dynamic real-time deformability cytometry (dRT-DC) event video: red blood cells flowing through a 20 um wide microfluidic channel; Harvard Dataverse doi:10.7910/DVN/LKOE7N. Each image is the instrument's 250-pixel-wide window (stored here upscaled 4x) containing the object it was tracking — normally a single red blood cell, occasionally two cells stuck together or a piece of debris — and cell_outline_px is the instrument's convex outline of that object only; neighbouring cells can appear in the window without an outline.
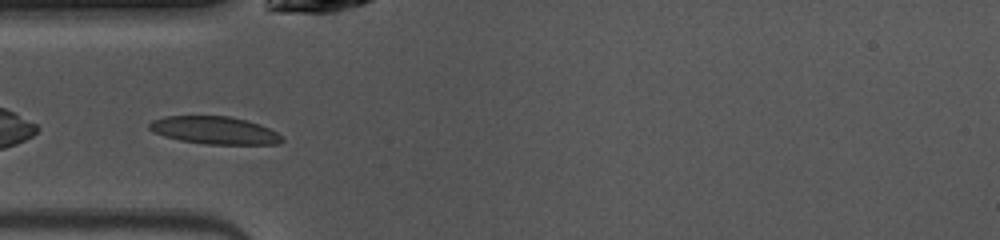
{"species": "common noctule bat (a hibernating species)", "species_latin": "Nyctalus noctula", "temperature_condition": "warm", "stored_images_in_passage": 39, "camera_frame_rate_fps": 3000, "um_per_image_px": 0.085, "animal": {"sex": "female", "body_mass_g": 10.0, "forearm_length_mm": 53.1}, "frame": {"image": 1, "passage_image": 5, "time_ms": 1.333, "image_size_px": [1000, 240], "cell_outline_px": [[284, 140], [280, 144], [204, 144], [180, 140], [164, 136], [152, 132], [148, 128], [148, 124], [152, 120], [164, 116], [232, 116], [260, 124], [276, 132]], "centroid_in_image_um": [18.2, 11.07], "position_along_channel_um": 66.8, "area_um2": 21.44}}
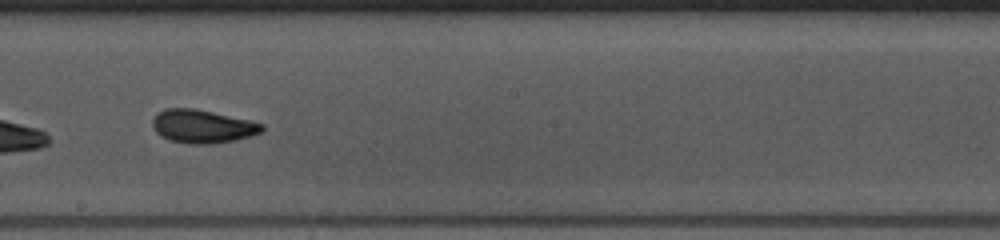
{"frame": {"image": 2, "passage_image": 17, "time_ms": 5.333, "image_size_px": [1000, 240], "cell_outline_px": [[264, 128], [260, 132], [252, 136], [236, 140], [212, 144], [192, 144], [168, 140], [160, 136], [152, 128], [152, 120], [156, 112], [164, 108], [196, 108], [248, 120], [264, 124]], "centroid_in_image_um": [17.16, 10.74], "position_along_channel_um": 231.0, "area_um2": 21.5}}
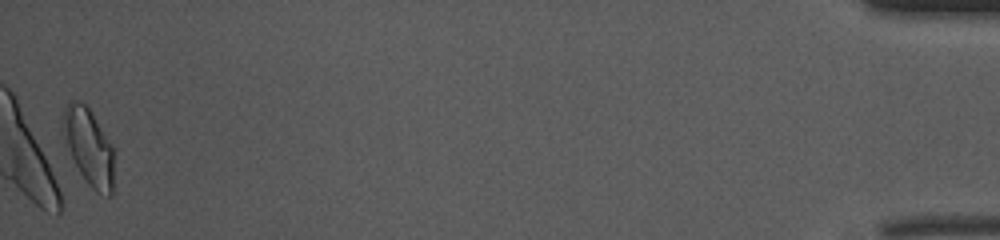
{"frame": {"image": 3, "passage_image": 39, "time_ms": 12.667, "image_size_px": [1000, 240], "cell_outline_px": [[112, 196], [108, 196], [96, 192], [88, 184], [80, 172], [64, 144], [60, 132], [60, 116], [68, 100], [76, 100], [84, 104], [92, 112], [112, 144]], "centroid_in_image_um": [7.46, 12.41], "position_along_channel_um": 427.7, "area_um2": 23.24}, "authors_computed_cell_mechanics": {"area_um2": 20.519, "velocity_mm_per_s": 4.0731, "shape_relaxation_time_tau1_ms": 3.4621, "shape_relaxation_time_tau2_ms": 1.3659, "deformation_change_tau1": 0.1609, "deformation_change_tau2": 0.0772}}